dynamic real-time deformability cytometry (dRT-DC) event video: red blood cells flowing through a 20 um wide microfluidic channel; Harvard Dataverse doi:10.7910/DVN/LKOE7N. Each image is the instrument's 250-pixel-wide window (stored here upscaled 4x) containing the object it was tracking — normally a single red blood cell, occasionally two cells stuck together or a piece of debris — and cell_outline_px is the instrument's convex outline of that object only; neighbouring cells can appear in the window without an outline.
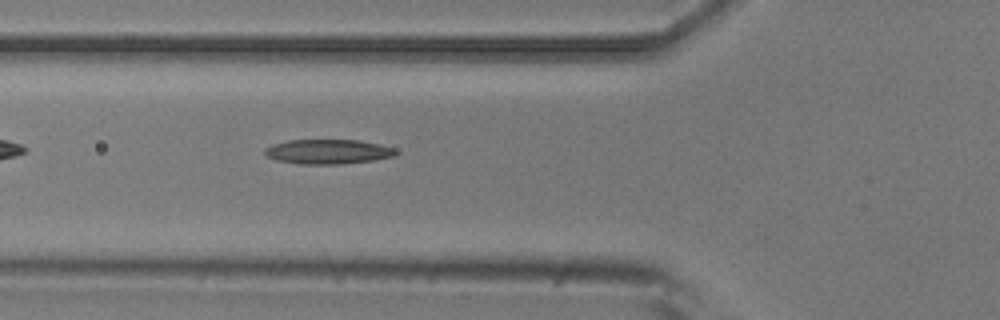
{"species": "common noctule bat (a hibernating species)", "species_latin": "Nyctalus noctula", "temperature_condition": "room temperature", "stored_images_in_passage": 4, "camera_frame_rate_fps": 3000, "um_per_image_px": 0.085, "animal": {"sex": "male", "body_mass_g": 20.5, "forearm_length_mm": 52.5}, "frame": {"image": 1, "passage_image": 4, "time_ms": 1.0, "image_size_px": [1000, 320], "cell_outline_px": [[400, 152], [396, 156], [372, 160], [340, 164], [300, 164], [276, 160], [268, 156], [264, 152], [264, 148], [272, 144], [288, 140], [360, 140], [380, 144], [396, 148]], "centroid_in_image_um": [27.92, 12.88], "position_along_channel_um": 97.9, "area_um2": 18.96}}